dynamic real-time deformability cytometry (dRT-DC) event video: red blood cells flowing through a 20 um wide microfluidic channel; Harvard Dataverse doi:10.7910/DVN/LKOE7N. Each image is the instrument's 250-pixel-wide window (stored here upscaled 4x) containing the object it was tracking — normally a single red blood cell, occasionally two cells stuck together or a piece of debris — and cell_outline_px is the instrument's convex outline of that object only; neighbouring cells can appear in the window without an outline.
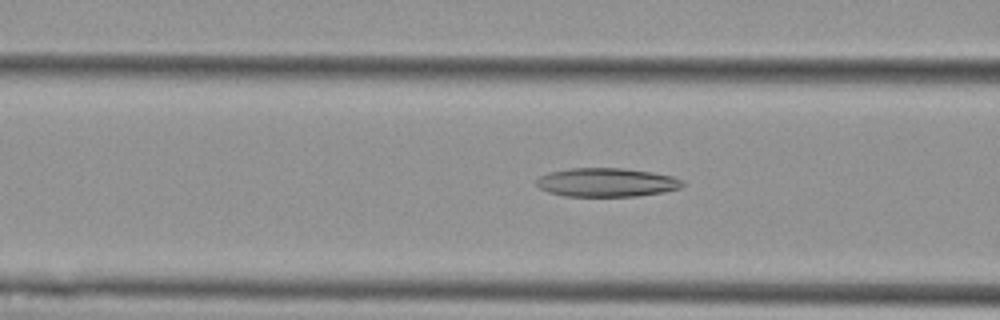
{"species": "Egyptian fruit bat (a non-hibernating species)", "species_latin": "Rousettus aegyptiacus", "temperature_condition": "cold", "stored_images_in_passage": 13, "camera_frame_rate_fps": 3000, "um_per_image_px": 0.085, "animal": {"sex": "female"}, "frame": {"image": 1, "passage_image": 10, "time_ms": 3.0, "image_size_px": [1000, 320], "cell_outline_px": [[684, 184], [680, 188], [664, 192], [636, 196], [564, 196], [548, 192], [540, 188], [536, 184], [536, 180], [540, 176], [548, 172], [572, 168], [624, 168], [652, 172], [672, 176], [684, 180]], "centroid_in_image_um": [51.57, 15.5], "position_along_channel_um": 115.0, "area_um2": 24.57}}